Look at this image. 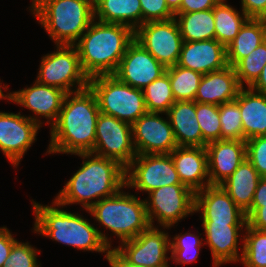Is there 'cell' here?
Wrapping results in <instances>:
<instances>
[{"instance_id": "1", "label": "cell", "mask_w": 266, "mask_h": 267, "mask_svg": "<svg viewBox=\"0 0 266 267\" xmlns=\"http://www.w3.org/2000/svg\"><path fill=\"white\" fill-rule=\"evenodd\" d=\"M99 114L96 96L89 87L67 93L57 121L50 127V144L46 154L92 152Z\"/></svg>"}, {"instance_id": "2", "label": "cell", "mask_w": 266, "mask_h": 267, "mask_svg": "<svg viewBox=\"0 0 266 267\" xmlns=\"http://www.w3.org/2000/svg\"><path fill=\"white\" fill-rule=\"evenodd\" d=\"M75 155L82 158L83 163L55 196L59 205L81 204L83 210H89L101 199L126 188V169L117 161L92 152Z\"/></svg>"}, {"instance_id": "3", "label": "cell", "mask_w": 266, "mask_h": 267, "mask_svg": "<svg viewBox=\"0 0 266 267\" xmlns=\"http://www.w3.org/2000/svg\"><path fill=\"white\" fill-rule=\"evenodd\" d=\"M31 201L35 215L33 233L85 252L104 253L105 256L112 248V238L95 228L84 216L63 210L64 207L55 200L51 205Z\"/></svg>"}, {"instance_id": "4", "label": "cell", "mask_w": 266, "mask_h": 267, "mask_svg": "<svg viewBox=\"0 0 266 267\" xmlns=\"http://www.w3.org/2000/svg\"><path fill=\"white\" fill-rule=\"evenodd\" d=\"M133 40L134 30L131 27L94 19L74 46L82 69L90 79L113 75Z\"/></svg>"}, {"instance_id": "5", "label": "cell", "mask_w": 266, "mask_h": 267, "mask_svg": "<svg viewBox=\"0 0 266 267\" xmlns=\"http://www.w3.org/2000/svg\"><path fill=\"white\" fill-rule=\"evenodd\" d=\"M29 8L54 45H74L94 20L85 0H37Z\"/></svg>"}, {"instance_id": "6", "label": "cell", "mask_w": 266, "mask_h": 267, "mask_svg": "<svg viewBox=\"0 0 266 267\" xmlns=\"http://www.w3.org/2000/svg\"><path fill=\"white\" fill-rule=\"evenodd\" d=\"M85 211L115 234L121 243L137 237L150 226L145 200L124 192L123 188L114 196L101 199Z\"/></svg>"}, {"instance_id": "7", "label": "cell", "mask_w": 266, "mask_h": 267, "mask_svg": "<svg viewBox=\"0 0 266 267\" xmlns=\"http://www.w3.org/2000/svg\"><path fill=\"white\" fill-rule=\"evenodd\" d=\"M88 87L96 96L100 112L130 125L148 112L143 91L119 81L114 75L92 77Z\"/></svg>"}, {"instance_id": "8", "label": "cell", "mask_w": 266, "mask_h": 267, "mask_svg": "<svg viewBox=\"0 0 266 267\" xmlns=\"http://www.w3.org/2000/svg\"><path fill=\"white\" fill-rule=\"evenodd\" d=\"M55 47L56 51L42 56L36 80L66 93L88 88L90 79L82 69L77 48L74 45Z\"/></svg>"}, {"instance_id": "9", "label": "cell", "mask_w": 266, "mask_h": 267, "mask_svg": "<svg viewBox=\"0 0 266 267\" xmlns=\"http://www.w3.org/2000/svg\"><path fill=\"white\" fill-rule=\"evenodd\" d=\"M146 213L150 226L171 229L180 220L195 214V193L183 184L166 185L148 193Z\"/></svg>"}, {"instance_id": "10", "label": "cell", "mask_w": 266, "mask_h": 267, "mask_svg": "<svg viewBox=\"0 0 266 267\" xmlns=\"http://www.w3.org/2000/svg\"><path fill=\"white\" fill-rule=\"evenodd\" d=\"M126 188L151 192L154 189L182 184L170 154L136 155L126 168Z\"/></svg>"}, {"instance_id": "11", "label": "cell", "mask_w": 266, "mask_h": 267, "mask_svg": "<svg viewBox=\"0 0 266 267\" xmlns=\"http://www.w3.org/2000/svg\"><path fill=\"white\" fill-rule=\"evenodd\" d=\"M92 153L115 160L126 169L137 155L132 125L100 112Z\"/></svg>"}, {"instance_id": "12", "label": "cell", "mask_w": 266, "mask_h": 267, "mask_svg": "<svg viewBox=\"0 0 266 267\" xmlns=\"http://www.w3.org/2000/svg\"><path fill=\"white\" fill-rule=\"evenodd\" d=\"M134 39L166 68L177 64L183 38L175 18L143 23L134 31Z\"/></svg>"}, {"instance_id": "13", "label": "cell", "mask_w": 266, "mask_h": 267, "mask_svg": "<svg viewBox=\"0 0 266 267\" xmlns=\"http://www.w3.org/2000/svg\"><path fill=\"white\" fill-rule=\"evenodd\" d=\"M159 227L149 226L137 237L120 243L114 249L129 263L146 267H171L167 253L170 251V236Z\"/></svg>"}, {"instance_id": "14", "label": "cell", "mask_w": 266, "mask_h": 267, "mask_svg": "<svg viewBox=\"0 0 266 267\" xmlns=\"http://www.w3.org/2000/svg\"><path fill=\"white\" fill-rule=\"evenodd\" d=\"M147 112L132 124L133 144L137 155L170 154L178 147L167 113Z\"/></svg>"}, {"instance_id": "15", "label": "cell", "mask_w": 266, "mask_h": 267, "mask_svg": "<svg viewBox=\"0 0 266 267\" xmlns=\"http://www.w3.org/2000/svg\"><path fill=\"white\" fill-rule=\"evenodd\" d=\"M40 128L35 121L21 115L20 111H0V150L14 168L18 167L27 150L37 140Z\"/></svg>"}, {"instance_id": "16", "label": "cell", "mask_w": 266, "mask_h": 267, "mask_svg": "<svg viewBox=\"0 0 266 267\" xmlns=\"http://www.w3.org/2000/svg\"><path fill=\"white\" fill-rule=\"evenodd\" d=\"M166 69L134 39L127 47L113 75L119 81L143 90L148 84L165 74Z\"/></svg>"}, {"instance_id": "17", "label": "cell", "mask_w": 266, "mask_h": 267, "mask_svg": "<svg viewBox=\"0 0 266 267\" xmlns=\"http://www.w3.org/2000/svg\"><path fill=\"white\" fill-rule=\"evenodd\" d=\"M30 87L23 88L19 91H12V102L21 107L31 110L35 116H27L42 127L44 122L40 118H45L46 125L52 126L58 118L62 104L67 94L65 91L42 84L35 80Z\"/></svg>"}, {"instance_id": "18", "label": "cell", "mask_w": 266, "mask_h": 267, "mask_svg": "<svg viewBox=\"0 0 266 267\" xmlns=\"http://www.w3.org/2000/svg\"><path fill=\"white\" fill-rule=\"evenodd\" d=\"M247 223H214L202 222L205 233L204 243L209 246L213 259V267H220L223 264L238 263L243 255V245L241 244V254H239V238L243 242V236ZM244 228V229H243ZM240 232V233H239Z\"/></svg>"}, {"instance_id": "19", "label": "cell", "mask_w": 266, "mask_h": 267, "mask_svg": "<svg viewBox=\"0 0 266 267\" xmlns=\"http://www.w3.org/2000/svg\"><path fill=\"white\" fill-rule=\"evenodd\" d=\"M195 213L203 222L247 223L245 212L230 198L221 185H209L195 193Z\"/></svg>"}, {"instance_id": "20", "label": "cell", "mask_w": 266, "mask_h": 267, "mask_svg": "<svg viewBox=\"0 0 266 267\" xmlns=\"http://www.w3.org/2000/svg\"><path fill=\"white\" fill-rule=\"evenodd\" d=\"M205 148L210 185H221L246 158V141L222 139Z\"/></svg>"}, {"instance_id": "21", "label": "cell", "mask_w": 266, "mask_h": 267, "mask_svg": "<svg viewBox=\"0 0 266 267\" xmlns=\"http://www.w3.org/2000/svg\"><path fill=\"white\" fill-rule=\"evenodd\" d=\"M176 65L202 75L224 69L228 66L226 47L216 39L183 42Z\"/></svg>"}, {"instance_id": "22", "label": "cell", "mask_w": 266, "mask_h": 267, "mask_svg": "<svg viewBox=\"0 0 266 267\" xmlns=\"http://www.w3.org/2000/svg\"><path fill=\"white\" fill-rule=\"evenodd\" d=\"M170 155L183 185L194 193L210 185L205 147L178 146Z\"/></svg>"}, {"instance_id": "23", "label": "cell", "mask_w": 266, "mask_h": 267, "mask_svg": "<svg viewBox=\"0 0 266 267\" xmlns=\"http://www.w3.org/2000/svg\"><path fill=\"white\" fill-rule=\"evenodd\" d=\"M241 88L234 67L228 65L203 75L194 101L219 106L235 100Z\"/></svg>"}, {"instance_id": "24", "label": "cell", "mask_w": 266, "mask_h": 267, "mask_svg": "<svg viewBox=\"0 0 266 267\" xmlns=\"http://www.w3.org/2000/svg\"><path fill=\"white\" fill-rule=\"evenodd\" d=\"M178 146L202 147L195 101H176L167 112Z\"/></svg>"}, {"instance_id": "25", "label": "cell", "mask_w": 266, "mask_h": 267, "mask_svg": "<svg viewBox=\"0 0 266 267\" xmlns=\"http://www.w3.org/2000/svg\"><path fill=\"white\" fill-rule=\"evenodd\" d=\"M246 88V89H245ZM240 108L244 141L266 135V95L242 87L236 97Z\"/></svg>"}, {"instance_id": "26", "label": "cell", "mask_w": 266, "mask_h": 267, "mask_svg": "<svg viewBox=\"0 0 266 267\" xmlns=\"http://www.w3.org/2000/svg\"><path fill=\"white\" fill-rule=\"evenodd\" d=\"M256 169L245 158L238 168L221 184L235 204L246 212L252 205L259 180Z\"/></svg>"}, {"instance_id": "27", "label": "cell", "mask_w": 266, "mask_h": 267, "mask_svg": "<svg viewBox=\"0 0 266 267\" xmlns=\"http://www.w3.org/2000/svg\"><path fill=\"white\" fill-rule=\"evenodd\" d=\"M94 19L124 24L135 31L142 25L140 0H98L94 6Z\"/></svg>"}, {"instance_id": "28", "label": "cell", "mask_w": 266, "mask_h": 267, "mask_svg": "<svg viewBox=\"0 0 266 267\" xmlns=\"http://www.w3.org/2000/svg\"><path fill=\"white\" fill-rule=\"evenodd\" d=\"M266 40V19L249 18L226 47L227 64L234 67Z\"/></svg>"}, {"instance_id": "29", "label": "cell", "mask_w": 266, "mask_h": 267, "mask_svg": "<svg viewBox=\"0 0 266 267\" xmlns=\"http://www.w3.org/2000/svg\"><path fill=\"white\" fill-rule=\"evenodd\" d=\"M174 14L183 42L215 39L213 9Z\"/></svg>"}, {"instance_id": "30", "label": "cell", "mask_w": 266, "mask_h": 267, "mask_svg": "<svg viewBox=\"0 0 266 267\" xmlns=\"http://www.w3.org/2000/svg\"><path fill=\"white\" fill-rule=\"evenodd\" d=\"M226 1L220 0L213 8L215 39L225 47L235 39L240 28L249 19L243 11H237V8Z\"/></svg>"}, {"instance_id": "31", "label": "cell", "mask_w": 266, "mask_h": 267, "mask_svg": "<svg viewBox=\"0 0 266 267\" xmlns=\"http://www.w3.org/2000/svg\"><path fill=\"white\" fill-rule=\"evenodd\" d=\"M175 101H194L203 75L178 65L167 67Z\"/></svg>"}, {"instance_id": "32", "label": "cell", "mask_w": 266, "mask_h": 267, "mask_svg": "<svg viewBox=\"0 0 266 267\" xmlns=\"http://www.w3.org/2000/svg\"><path fill=\"white\" fill-rule=\"evenodd\" d=\"M142 91L148 112L165 114L176 102L167 72L144 87Z\"/></svg>"}, {"instance_id": "33", "label": "cell", "mask_w": 266, "mask_h": 267, "mask_svg": "<svg viewBox=\"0 0 266 267\" xmlns=\"http://www.w3.org/2000/svg\"><path fill=\"white\" fill-rule=\"evenodd\" d=\"M244 233L240 263L244 267H266V231L254 229L247 224Z\"/></svg>"}, {"instance_id": "34", "label": "cell", "mask_w": 266, "mask_h": 267, "mask_svg": "<svg viewBox=\"0 0 266 267\" xmlns=\"http://www.w3.org/2000/svg\"><path fill=\"white\" fill-rule=\"evenodd\" d=\"M201 234L198 236L195 233L185 232L182 234H177L170 238V259L175 264H190L195 261L201 250V247L204 246L203 241L204 237L200 238Z\"/></svg>"}, {"instance_id": "35", "label": "cell", "mask_w": 266, "mask_h": 267, "mask_svg": "<svg viewBox=\"0 0 266 267\" xmlns=\"http://www.w3.org/2000/svg\"><path fill=\"white\" fill-rule=\"evenodd\" d=\"M265 64L266 40L234 66L240 86L250 87L259 77Z\"/></svg>"}, {"instance_id": "36", "label": "cell", "mask_w": 266, "mask_h": 267, "mask_svg": "<svg viewBox=\"0 0 266 267\" xmlns=\"http://www.w3.org/2000/svg\"><path fill=\"white\" fill-rule=\"evenodd\" d=\"M196 117L202 133V147L221 140L219 106L196 102Z\"/></svg>"}, {"instance_id": "37", "label": "cell", "mask_w": 266, "mask_h": 267, "mask_svg": "<svg viewBox=\"0 0 266 267\" xmlns=\"http://www.w3.org/2000/svg\"><path fill=\"white\" fill-rule=\"evenodd\" d=\"M221 140L244 141L240 108L236 99L219 105Z\"/></svg>"}, {"instance_id": "38", "label": "cell", "mask_w": 266, "mask_h": 267, "mask_svg": "<svg viewBox=\"0 0 266 267\" xmlns=\"http://www.w3.org/2000/svg\"><path fill=\"white\" fill-rule=\"evenodd\" d=\"M38 249L29 242L17 241L10 251L3 267H41L37 259Z\"/></svg>"}, {"instance_id": "39", "label": "cell", "mask_w": 266, "mask_h": 267, "mask_svg": "<svg viewBox=\"0 0 266 267\" xmlns=\"http://www.w3.org/2000/svg\"><path fill=\"white\" fill-rule=\"evenodd\" d=\"M246 158L260 177H266V135L246 140Z\"/></svg>"}, {"instance_id": "40", "label": "cell", "mask_w": 266, "mask_h": 267, "mask_svg": "<svg viewBox=\"0 0 266 267\" xmlns=\"http://www.w3.org/2000/svg\"><path fill=\"white\" fill-rule=\"evenodd\" d=\"M142 24L150 21H165L175 17L166 0H140Z\"/></svg>"}, {"instance_id": "41", "label": "cell", "mask_w": 266, "mask_h": 267, "mask_svg": "<svg viewBox=\"0 0 266 267\" xmlns=\"http://www.w3.org/2000/svg\"><path fill=\"white\" fill-rule=\"evenodd\" d=\"M245 216L250 227L266 231V203H252Z\"/></svg>"}, {"instance_id": "42", "label": "cell", "mask_w": 266, "mask_h": 267, "mask_svg": "<svg viewBox=\"0 0 266 267\" xmlns=\"http://www.w3.org/2000/svg\"><path fill=\"white\" fill-rule=\"evenodd\" d=\"M241 9L249 18L266 19V0H241Z\"/></svg>"}, {"instance_id": "43", "label": "cell", "mask_w": 266, "mask_h": 267, "mask_svg": "<svg viewBox=\"0 0 266 267\" xmlns=\"http://www.w3.org/2000/svg\"><path fill=\"white\" fill-rule=\"evenodd\" d=\"M220 0H182L180 8L175 13H191L213 9Z\"/></svg>"}, {"instance_id": "44", "label": "cell", "mask_w": 266, "mask_h": 267, "mask_svg": "<svg viewBox=\"0 0 266 267\" xmlns=\"http://www.w3.org/2000/svg\"><path fill=\"white\" fill-rule=\"evenodd\" d=\"M18 240L13 237V234L7 227H0V267L5 265V261L8 258L12 246Z\"/></svg>"}, {"instance_id": "45", "label": "cell", "mask_w": 266, "mask_h": 267, "mask_svg": "<svg viewBox=\"0 0 266 267\" xmlns=\"http://www.w3.org/2000/svg\"><path fill=\"white\" fill-rule=\"evenodd\" d=\"M110 267H146L129 263L114 248L109 249L108 254L104 256Z\"/></svg>"}, {"instance_id": "46", "label": "cell", "mask_w": 266, "mask_h": 267, "mask_svg": "<svg viewBox=\"0 0 266 267\" xmlns=\"http://www.w3.org/2000/svg\"><path fill=\"white\" fill-rule=\"evenodd\" d=\"M252 203H266V177L259 180Z\"/></svg>"}, {"instance_id": "47", "label": "cell", "mask_w": 266, "mask_h": 267, "mask_svg": "<svg viewBox=\"0 0 266 267\" xmlns=\"http://www.w3.org/2000/svg\"><path fill=\"white\" fill-rule=\"evenodd\" d=\"M249 88L255 92L266 95V64L264 65L257 80Z\"/></svg>"}, {"instance_id": "48", "label": "cell", "mask_w": 266, "mask_h": 267, "mask_svg": "<svg viewBox=\"0 0 266 267\" xmlns=\"http://www.w3.org/2000/svg\"><path fill=\"white\" fill-rule=\"evenodd\" d=\"M182 3V0H166V4L169 7V9L175 13Z\"/></svg>"}, {"instance_id": "49", "label": "cell", "mask_w": 266, "mask_h": 267, "mask_svg": "<svg viewBox=\"0 0 266 267\" xmlns=\"http://www.w3.org/2000/svg\"><path fill=\"white\" fill-rule=\"evenodd\" d=\"M2 84H3V83L0 82V100H1V99H2V100H3V99H4V100L6 99V100L12 102V95H13L12 92H9V93L7 92V94H4L3 91H2V88L5 89V90H8L9 88H8V85H5V84H4V85L2 86Z\"/></svg>"}, {"instance_id": "50", "label": "cell", "mask_w": 266, "mask_h": 267, "mask_svg": "<svg viewBox=\"0 0 266 267\" xmlns=\"http://www.w3.org/2000/svg\"><path fill=\"white\" fill-rule=\"evenodd\" d=\"M89 2L92 6H95L98 3V0H85Z\"/></svg>"}]
</instances>
